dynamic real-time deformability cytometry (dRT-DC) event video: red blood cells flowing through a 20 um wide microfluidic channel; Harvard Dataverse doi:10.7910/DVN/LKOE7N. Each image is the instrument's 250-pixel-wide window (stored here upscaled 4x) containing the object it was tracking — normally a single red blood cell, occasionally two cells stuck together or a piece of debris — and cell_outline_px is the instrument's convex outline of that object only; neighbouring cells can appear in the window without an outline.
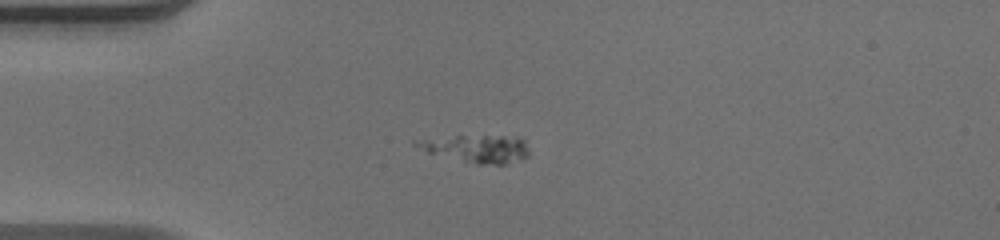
{"species": "human", "species_latin": "Homo sapiens", "temperature_condition": "warm", "stored_images_in_passage": 52, "camera_frame_rate_fps": 3000, "um_per_image_px": 0.085, "donor": {"sex": "male"}, "frame": {"image": 1, "passage_image": 15, "time_ms": 4.667, "image_size_px": [1000, 240], "cell_outline_px": [[528, 156], [508, 164], [476, 164], [428, 152], [412, 144], [412, 140], [456, 136], [504, 136], [524, 140], [528, 152]], "centroid_in_image_um": [40.5, 12.64], "position_along_channel_um": 44.5, "area_um2": 17.74}}